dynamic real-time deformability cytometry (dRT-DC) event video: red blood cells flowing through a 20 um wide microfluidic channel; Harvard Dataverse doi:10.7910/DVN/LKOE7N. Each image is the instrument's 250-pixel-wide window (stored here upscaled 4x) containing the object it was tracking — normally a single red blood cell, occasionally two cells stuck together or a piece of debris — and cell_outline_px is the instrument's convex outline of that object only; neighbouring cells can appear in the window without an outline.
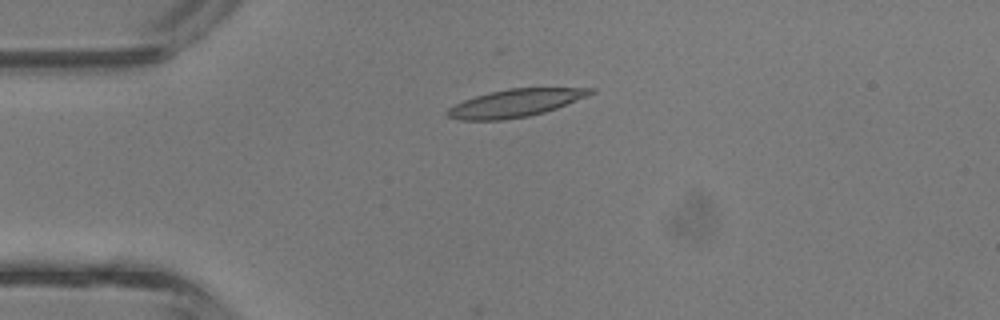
{"species": "common noctule bat (a hibernating species)", "species_latin": "Nyctalus noctula", "temperature_condition": "room temperature", "stored_images_in_passage": 3, "camera_frame_rate_fps": 3000, "um_per_image_px": 0.085, "animal": {"sex": "male", "body_mass_g": 13.3}, "frame": {"image": 1, "passage_image": 1, "time_ms": 0.0, "image_size_px": [1000, 320], "cell_outline_px": [[596, 92], [588, 96], [556, 108], [544, 112], [528, 116], [504, 120], [460, 120], [448, 116], [444, 112], [448, 108], [464, 100], [488, 92], [508, 88], [596, 88]], "centroid_in_image_um": [43.8, 8.76], "position_along_channel_um": 41.2, "area_um2": 23.06}}